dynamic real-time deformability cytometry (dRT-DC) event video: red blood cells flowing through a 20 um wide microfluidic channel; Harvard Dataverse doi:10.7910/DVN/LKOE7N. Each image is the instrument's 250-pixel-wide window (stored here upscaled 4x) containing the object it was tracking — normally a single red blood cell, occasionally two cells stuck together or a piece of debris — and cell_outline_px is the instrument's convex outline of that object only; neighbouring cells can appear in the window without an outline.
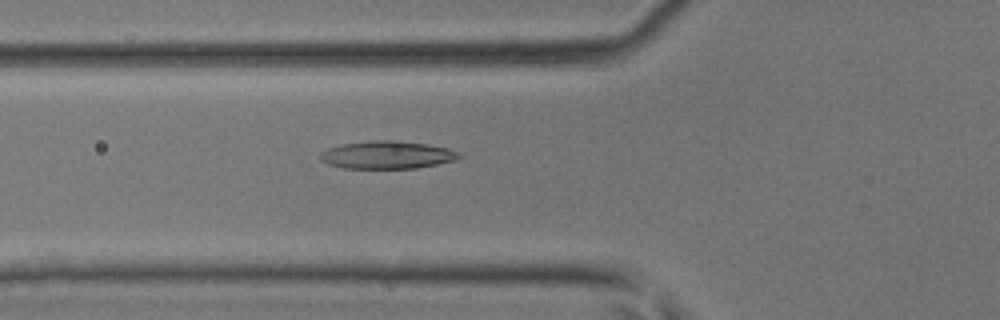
{"species": "common noctule bat (a hibernating species)", "species_latin": "Nyctalus noctula", "temperature_condition": "room temperature", "stored_images_in_passage": 36, "camera_frame_rate_fps": 3000, "um_per_image_px": 0.085, "animal": {"sex": "male", "body_mass_g": 17.9, "forearm_length_mm": 54.2}, "frame": {"image": 1, "passage_image": 7, "time_ms": 2.0, "image_size_px": [1000, 320], "cell_outline_px": [[460, 156], [456, 160], [416, 168], [344, 168], [328, 164], [320, 160], [320, 152], [328, 148], [340, 144], [372, 140], [392, 140], [428, 144], [448, 148], [460, 152]], "centroid_in_image_um": [32.88, 13.16], "position_along_channel_um": 92.9, "area_um2": 22.48}}
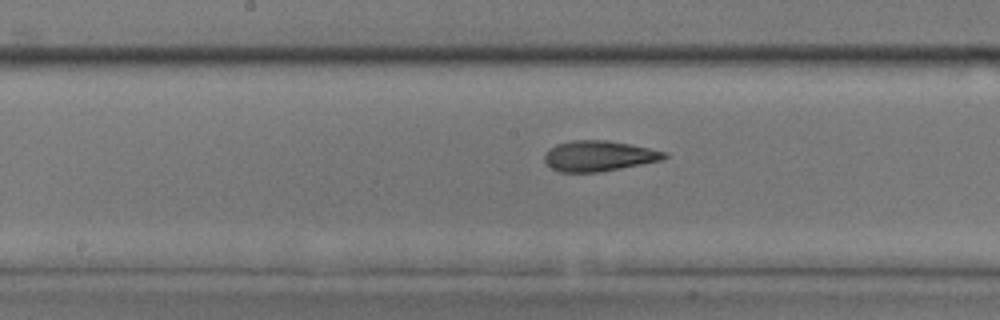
{"frame": {"image": 2, "passage_image": 14, "time_ms": 4.333, "image_size_px": [1000, 320], "cell_outline_px": [[668, 156], [660, 160], [600, 172], [560, 172], [544, 164], [544, 156], [556, 144], [572, 140], [608, 140], [668, 152]], "centroid_in_image_um": [50.87, 13.26], "position_along_channel_um": 197.3, "area_um2": 21.1}}
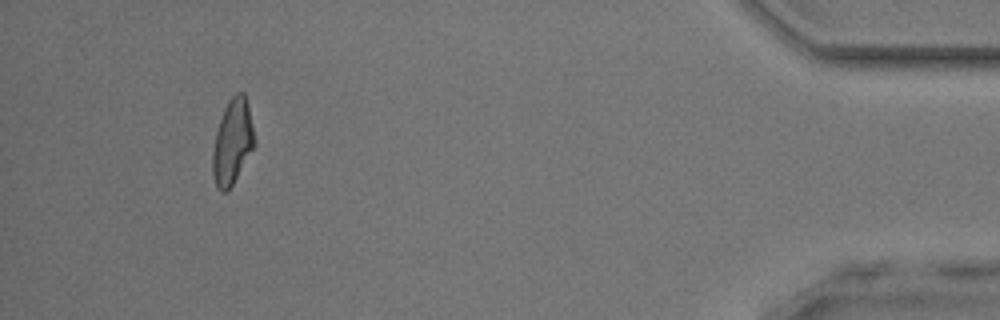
{"frame": {"image": 3, "passage_image": 33, "time_ms": 10.667, "image_size_px": [1000, 320], "cell_outline_px": [[256, 144], [232, 184], [224, 192], [220, 192], [216, 188], [212, 172], [212, 152], [216, 132], [224, 108], [228, 100], [236, 92], [244, 92], [248, 104], [256, 140]], "centroid_in_image_um": [19.76, 12.04], "position_along_channel_um": 415.4, "area_um2": 20.75}}